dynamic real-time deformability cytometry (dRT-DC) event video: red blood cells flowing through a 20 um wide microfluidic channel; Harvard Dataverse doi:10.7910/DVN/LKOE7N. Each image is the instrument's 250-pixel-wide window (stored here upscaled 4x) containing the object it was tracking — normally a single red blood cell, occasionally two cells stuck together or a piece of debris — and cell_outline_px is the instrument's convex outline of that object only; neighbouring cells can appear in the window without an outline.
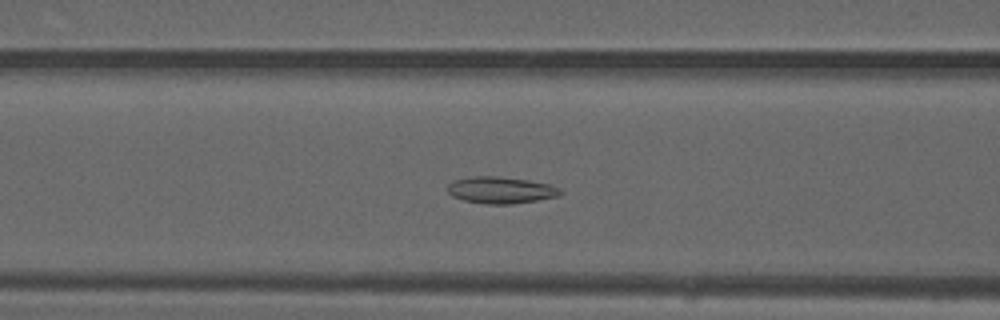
{"species": "common noctule bat (a hibernating species)", "species_latin": "Nyctalus noctula", "temperature_condition": "warm", "stored_images_in_passage": 49, "camera_frame_rate_fps": 3000, "um_per_image_px": 0.085, "animal": {"sex": "male", "forearm_length_mm": 52.5}, "frame": {"image": 1, "passage_image": 19, "time_ms": 6.0, "image_size_px": [1000, 320], "cell_outline_px": [[564, 192], [560, 196], [512, 204], [484, 204], [464, 200], [452, 196], [448, 192], [448, 184], [456, 180], [472, 176], [500, 176], [528, 180], [552, 184], [560, 188]], "centroid_in_image_um": [42.62, 16.15], "position_along_channel_um": 124.0, "area_um2": 17.69}}
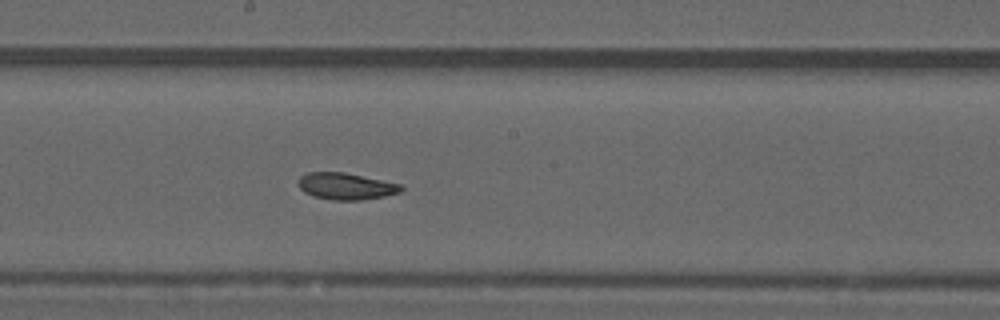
{"frame": {"image": 2, "passage_image": 26, "time_ms": 8.333, "image_size_px": [1000, 320], "cell_outline_px": [[404, 188], [400, 192], [384, 196], [360, 200], [332, 200], [312, 196], [304, 192], [300, 188], [300, 176], [308, 172], [344, 172], [404, 184]], "centroid_in_image_um": [29.45, 15.83], "position_along_channel_um": 218.8, "area_um2": 16.07}}
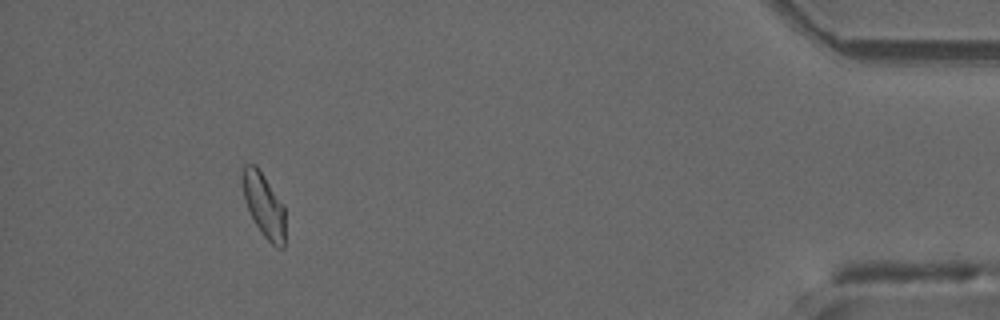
{"frame": {"image": 3, "passage_image": 45, "time_ms": 14.667, "image_size_px": [1000, 320], "cell_outline_px": [[284, 248], [276, 248], [264, 236], [256, 224], [244, 200], [240, 176], [244, 164], [256, 164], [284, 204]], "centroid_in_image_um": [22.41, 17.38], "position_along_channel_um": 412.8, "area_um2": 16.07}}